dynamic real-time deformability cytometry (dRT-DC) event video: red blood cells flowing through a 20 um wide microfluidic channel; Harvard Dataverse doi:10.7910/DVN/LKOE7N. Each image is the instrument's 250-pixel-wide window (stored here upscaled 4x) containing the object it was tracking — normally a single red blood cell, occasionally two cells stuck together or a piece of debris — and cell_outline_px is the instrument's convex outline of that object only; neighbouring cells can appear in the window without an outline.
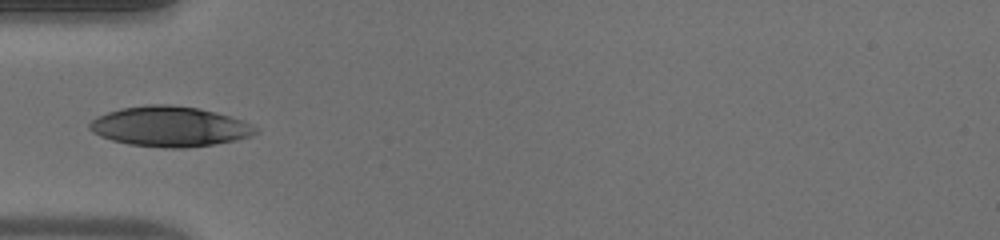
{"species": "human", "species_latin": "Homo sapiens", "temperature_condition": "warm", "stored_images_in_passage": 34, "camera_frame_rate_fps": 3000, "um_per_image_px": 0.085, "donor": {"sex": "male"}, "frame": {"image": 1, "passage_image": 1, "time_ms": 0.0, "image_size_px": [1000, 240], "cell_outline_px": [[260, 132], [236, 140], [212, 144], [184, 148], [168, 148], [128, 144], [112, 140], [100, 136], [92, 132], [88, 128], [88, 124], [96, 116], [120, 108], [148, 104], [168, 104], [196, 108], [216, 112], [252, 124]], "centroid_in_image_um": [14.38, 10.75], "position_along_channel_um": 70.6, "area_um2": 38.67}}
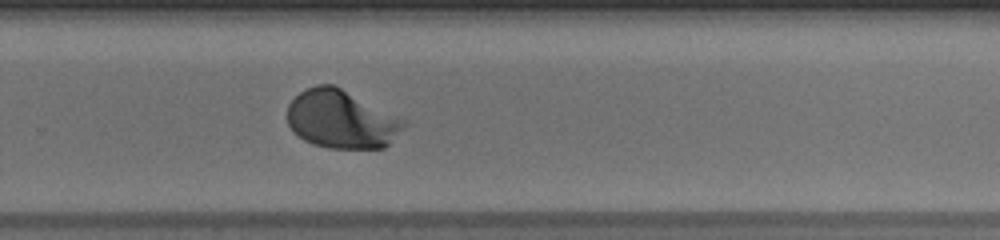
{"frame": {"image": 2, "passage_image": 18, "time_ms": 5.667, "image_size_px": [1000, 240], "cell_outline_px": [[408, 124], [384, 148], [328, 148], [304, 140], [292, 132], [288, 124], [288, 104], [304, 88], [316, 84], [332, 84], [408, 120]], "centroid_in_image_um": [29.03, 10.13], "position_along_channel_um": 300.8, "area_um2": 39.65}}
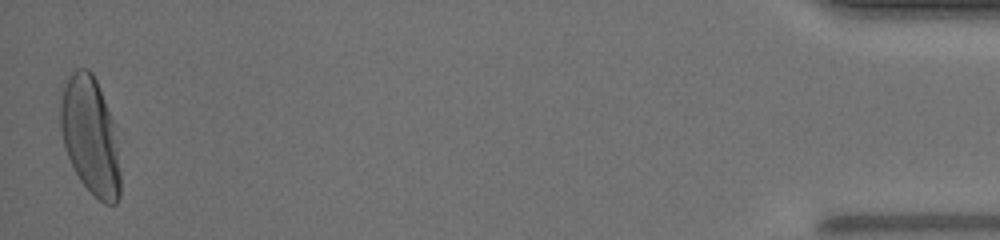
{"frame": {"image": 3, "passage_image": 34, "time_ms": 11.0, "image_size_px": [1000, 240], "cell_outline_px": [[120, 200], [116, 204], [104, 204], [80, 180], [64, 148], [60, 128], [60, 96], [64, 84], [68, 76], [76, 68], [88, 68], [92, 72], [96, 80], [112, 120], [120, 172]], "centroid_in_image_um": [7.64, 11.53], "position_along_channel_um": 427.6, "area_um2": 40.58}, "authors_computed_cell_mechanics": {"area_um2": 38.4948, "velocity_mm_per_s": 4.0565, "shape_relaxation_time_tau1_ms": 2.0491, "shape_relaxation_time_tau2_ms": null, "deformation_change_tau1": 0.1835, "deformation_change_tau2": null}}